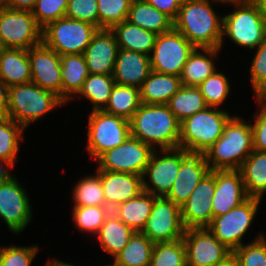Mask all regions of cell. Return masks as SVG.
<instances>
[{
    "instance_id": "cell-1",
    "label": "cell",
    "mask_w": 266,
    "mask_h": 266,
    "mask_svg": "<svg viewBox=\"0 0 266 266\" xmlns=\"http://www.w3.org/2000/svg\"><path fill=\"white\" fill-rule=\"evenodd\" d=\"M226 0H183L174 20V29L185 36L196 48H220L223 15L213 4Z\"/></svg>"
},
{
    "instance_id": "cell-2",
    "label": "cell",
    "mask_w": 266,
    "mask_h": 266,
    "mask_svg": "<svg viewBox=\"0 0 266 266\" xmlns=\"http://www.w3.org/2000/svg\"><path fill=\"white\" fill-rule=\"evenodd\" d=\"M129 121L130 135L154 150L179 148L180 122L166 104L141 103Z\"/></svg>"
},
{
    "instance_id": "cell-3",
    "label": "cell",
    "mask_w": 266,
    "mask_h": 266,
    "mask_svg": "<svg viewBox=\"0 0 266 266\" xmlns=\"http://www.w3.org/2000/svg\"><path fill=\"white\" fill-rule=\"evenodd\" d=\"M253 151L251 123L235 114L222 136L204 153L210 170H239Z\"/></svg>"
},
{
    "instance_id": "cell-4",
    "label": "cell",
    "mask_w": 266,
    "mask_h": 266,
    "mask_svg": "<svg viewBox=\"0 0 266 266\" xmlns=\"http://www.w3.org/2000/svg\"><path fill=\"white\" fill-rule=\"evenodd\" d=\"M225 4L234 8L223 14L222 39L225 37L240 48L254 50L266 39V21L256 0H226Z\"/></svg>"
},
{
    "instance_id": "cell-5",
    "label": "cell",
    "mask_w": 266,
    "mask_h": 266,
    "mask_svg": "<svg viewBox=\"0 0 266 266\" xmlns=\"http://www.w3.org/2000/svg\"><path fill=\"white\" fill-rule=\"evenodd\" d=\"M66 103L51 91L39 87L33 82L9 87L8 107L9 116L25 129L33 122L43 119L45 114Z\"/></svg>"
},
{
    "instance_id": "cell-6",
    "label": "cell",
    "mask_w": 266,
    "mask_h": 266,
    "mask_svg": "<svg viewBox=\"0 0 266 266\" xmlns=\"http://www.w3.org/2000/svg\"><path fill=\"white\" fill-rule=\"evenodd\" d=\"M232 117L226 109L207 107L180 122L179 148L204 154L223 134Z\"/></svg>"
},
{
    "instance_id": "cell-7",
    "label": "cell",
    "mask_w": 266,
    "mask_h": 266,
    "mask_svg": "<svg viewBox=\"0 0 266 266\" xmlns=\"http://www.w3.org/2000/svg\"><path fill=\"white\" fill-rule=\"evenodd\" d=\"M98 27L63 17L49 23L42 30V43L60 56L83 54Z\"/></svg>"
},
{
    "instance_id": "cell-8",
    "label": "cell",
    "mask_w": 266,
    "mask_h": 266,
    "mask_svg": "<svg viewBox=\"0 0 266 266\" xmlns=\"http://www.w3.org/2000/svg\"><path fill=\"white\" fill-rule=\"evenodd\" d=\"M85 149L95 162L106 151L120 146L130 136V121L104 110L90 111Z\"/></svg>"
},
{
    "instance_id": "cell-9",
    "label": "cell",
    "mask_w": 266,
    "mask_h": 266,
    "mask_svg": "<svg viewBox=\"0 0 266 266\" xmlns=\"http://www.w3.org/2000/svg\"><path fill=\"white\" fill-rule=\"evenodd\" d=\"M262 200L249 197L240 206L226 214L213 217L207 227L211 233L232 252L243 245L246 233L251 229Z\"/></svg>"
},
{
    "instance_id": "cell-10",
    "label": "cell",
    "mask_w": 266,
    "mask_h": 266,
    "mask_svg": "<svg viewBox=\"0 0 266 266\" xmlns=\"http://www.w3.org/2000/svg\"><path fill=\"white\" fill-rule=\"evenodd\" d=\"M42 28L31 11L0 9V40L4 48L28 50L42 43Z\"/></svg>"
},
{
    "instance_id": "cell-11",
    "label": "cell",
    "mask_w": 266,
    "mask_h": 266,
    "mask_svg": "<svg viewBox=\"0 0 266 266\" xmlns=\"http://www.w3.org/2000/svg\"><path fill=\"white\" fill-rule=\"evenodd\" d=\"M154 149L133 136L103 153L95 162L96 170L143 175Z\"/></svg>"
},
{
    "instance_id": "cell-12",
    "label": "cell",
    "mask_w": 266,
    "mask_h": 266,
    "mask_svg": "<svg viewBox=\"0 0 266 266\" xmlns=\"http://www.w3.org/2000/svg\"><path fill=\"white\" fill-rule=\"evenodd\" d=\"M196 47L174 28L158 34L150 55L151 70L180 77L183 66Z\"/></svg>"
},
{
    "instance_id": "cell-13",
    "label": "cell",
    "mask_w": 266,
    "mask_h": 266,
    "mask_svg": "<svg viewBox=\"0 0 266 266\" xmlns=\"http://www.w3.org/2000/svg\"><path fill=\"white\" fill-rule=\"evenodd\" d=\"M27 193L15 175L0 183V220L9 231L19 235L34 218Z\"/></svg>"
},
{
    "instance_id": "cell-14",
    "label": "cell",
    "mask_w": 266,
    "mask_h": 266,
    "mask_svg": "<svg viewBox=\"0 0 266 266\" xmlns=\"http://www.w3.org/2000/svg\"><path fill=\"white\" fill-rule=\"evenodd\" d=\"M180 165L181 148L154 150L142 175L143 191L156 197H166L177 177Z\"/></svg>"
},
{
    "instance_id": "cell-15",
    "label": "cell",
    "mask_w": 266,
    "mask_h": 266,
    "mask_svg": "<svg viewBox=\"0 0 266 266\" xmlns=\"http://www.w3.org/2000/svg\"><path fill=\"white\" fill-rule=\"evenodd\" d=\"M184 232L180 206L166 197H157L141 233L157 243L182 239Z\"/></svg>"
},
{
    "instance_id": "cell-16",
    "label": "cell",
    "mask_w": 266,
    "mask_h": 266,
    "mask_svg": "<svg viewBox=\"0 0 266 266\" xmlns=\"http://www.w3.org/2000/svg\"><path fill=\"white\" fill-rule=\"evenodd\" d=\"M182 239L187 266H215L232 254L208 228L185 229Z\"/></svg>"
},
{
    "instance_id": "cell-17",
    "label": "cell",
    "mask_w": 266,
    "mask_h": 266,
    "mask_svg": "<svg viewBox=\"0 0 266 266\" xmlns=\"http://www.w3.org/2000/svg\"><path fill=\"white\" fill-rule=\"evenodd\" d=\"M215 193V170H210L181 205L185 229L207 228L213 220L212 197Z\"/></svg>"
},
{
    "instance_id": "cell-18",
    "label": "cell",
    "mask_w": 266,
    "mask_h": 266,
    "mask_svg": "<svg viewBox=\"0 0 266 266\" xmlns=\"http://www.w3.org/2000/svg\"><path fill=\"white\" fill-rule=\"evenodd\" d=\"M31 82L62 99L61 56L43 43L28 49Z\"/></svg>"
},
{
    "instance_id": "cell-19",
    "label": "cell",
    "mask_w": 266,
    "mask_h": 266,
    "mask_svg": "<svg viewBox=\"0 0 266 266\" xmlns=\"http://www.w3.org/2000/svg\"><path fill=\"white\" fill-rule=\"evenodd\" d=\"M209 171L204 154L189 153L181 148V165L166 198L181 207Z\"/></svg>"
},
{
    "instance_id": "cell-20",
    "label": "cell",
    "mask_w": 266,
    "mask_h": 266,
    "mask_svg": "<svg viewBox=\"0 0 266 266\" xmlns=\"http://www.w3.org/2000/svg\"><path fill=\"white\" fill-rule=\"evenodd\" d=\"M248 198L240 170H215L213 217L226 214Z\"/></svg>"
},
{
    "instance_id": "cell-21",
    "label": "cell",
    "mask_w": 266,
    "mask_h": 266,
    "mask_svg": "<svg viewBox=\"0 0 266 266\" xmlns=\"http://www.w3.org/2000/svg\"><path fill=\"white\" fill-rule=\"evenodd\" d=\"M119 46L110 29H98L83 55L91 74H113Z\"/></svg>"
},
{
    "instance_id": "cell-22",
    "label": "cell",
    "mask_w": 266,
    "mask_h": 266,
    "mask_svg": "<svg viewBox=\"0 0 266 266\" xmlns=\"http://www.w3.org/2000/svg\"><path fill=\"white\" fill-rule=\"evenodd\" d=\"M95 172L100 176L106 207L110 210L143 191L141 175L104 170H95Z\"/></svg>"
},
{
    "instance_id": "cell-23",
    "label": "cell",
    "mask_w": 266,
    "mask_h": 266,
    "mask_svg": "<svg viewBox=\"0 0 266 266\" xmlns=\"http://www.w3.org/2000/svg\"><path fill=\"white\" fill-rule=\"evenodd\" d=\"M151 71L150 56L119 49L112 75L115 84L140 88Z\"/></svg>"
},
{
    "instance_id": "cell-24",
    "label": "cell",
    "mask_w": 266,
    "mask_h": 266,
    "mask_svg": "<svg viewBox=\"0 0 266 266\" xmlns=\"http://www.w3.org/2000/svg\"><path fill=\"white\" fill-rule=\"evenodd\" d=\"M220 48H195L183 66L180 75L182 86H198L218 68L215 60Z\"/></svg>"
},
{
    "instance_id": "cell-25",
    "label": "cell",
    "mask_w": 266,
    "mask_h": 266,
    "mask_svg": "<svg viewBox=\"0 0 266 266\" xmlns=\"http://www.w3.org/2000/svg\"><path fill=\"white\" fill-rule=\"evenodd\" d=\"M0 78L8 87L31 82L28 50L4 48L0 54Z\"/></svg>"
},
{
    "instance_id": "cell-26",
    "label": "cell",
    "mask_w": 266,
    "mask_h": 266,
    "mask_svg": "<svg viewBox=\"0 0 266 266\" xmlns=\"http://www.w3.org/2000/svg\"><path fill=\"white\" fill-rule=\"evenodd\" d=\"M181 87L180 77L151 71L140 87L141 103L167 104Z\"/></svg>"
},
{
    "instance_id": "cell-27",
    "label": "cell",
    "mask_w": 266,
    "mask_h": 266,
    "mask_svg": "<svg viewBox=\"0 0 266 266\" xmlns=\"http://www.w3.org/2000/svg\"><path fill=\"white\" fill-rule=\"evenodd\" d=\"M116 38L119 49L135 51L150 56L155 45L157 34L127 20L110 29Z\"/></svg>"
},
{
    "instance_id": "cell-28",
    "label": "cell",
    "mask_w": 266,
    "mask_h": 266,
    "mask_svg": "<svg viewBox=\"0 0 266 266\" xmlns=\"http://www.w3.org/2000/svg\"><path fill=\"white\" fill-rule=\"evenodd\" d=\"M127 21L145 30L158 34L167 33L174 28V21L145 0H133Z\"/></svg>"
},
{
    "instance_id": "cell-29",
    "label": "cell",
    "mask_w": 266,
    "mask_h": 266,
    "mask_svg": "<svg viewBox=\"0 0 266 266\" xmlns=\"http://www.w3.org/2000/svg\"><path fill=\"white\" fill-rule=\"evenodd\" d=\"M135 231L110 212L95 237L106 254L112 259L127 245Z\"/></svg>"
},
{
    "instance_id": "cell-30",
    "label": "cell",
    "mask_w": 266,
    "mask_h": 266,
    "mask_svg": "<svg viewBox=\"0 0 266 266\" xmlns=\"http://www.w3.org/2000/svg\"><path fill=\"white\" fill-rule=\"evenodd\" d=\"M62 100L67 104L78 94L89 75L83 54L61 56Z\"/></svg>"
},
{
    "instance_id": "cell-31",
    "label": "cell",
    "mask_w": 266,
    "mask_h": 266,
    "mask_svg": "<svg viewBox=\"0 0 266 266\" xmlns=\"http://www.w3.org/2000/svg\"><path fill=\"white\" fill-rule=\"evenodd\" d=\"M156 198L151 193L142 191L136 197L117 205L111 211L135 232H141L151 214Z\"/></svg>"
},
{
    "instance_id": "cell-32",
    "label": "cell",
    "mask_w": 266,
    "mask_h": 266,
    "mask_svg": "<svg viewBox=\"0 0 266 266\" xmlns=\"http://www.w3.org/2000/svg\"><path fill=\"white\" fill-rule=\"evenodd\" d=\"M239 170L247 196L264 199L266 194V151L253 150Z\"/></svg>"
},
{
    "instance_id": "cell-33",
    "label": "cell",
    "mask_w": 266,
    "mask_h": 266,
    "mask_svg": "<svg viewBox=\"0 0 266 266\" xmlns=\"http://www.w3.org/2000/svg\"><path fill=\"white\" fill-rule=\"evenodd\" d=\"M115 82L112 74H91L84 81L81 90L72 99H86L91 104L90 111L103 110L109 100Z\"/></svg>"
},
{
    "instance_id": "cell-34",
    "label": "cell",
    "mask_w": 266,
    "mask_h": 266,
    "mask_svg": "<svg viewBox=\"0 0 266 266\" xmlns=\"http://www.w3.org/2000/svg\"><path fill=\"white\" fill-rule=\"evenodd\" d=\"M155 243L141 232H135L127 245L112 259L114 266H150Z\"/></svg>"
},
{
    "instance_id": "cell-35",
    "label": "cell",
    "mask_w": 266,
    "mask_h": 266,
    "mask_svg": "<svg viewBox=\"0 0 266 266\" xmlns=\"http://www.w3.org/2000/svg\"><path fill=\"white\" fill-rule=\"evenodd\" d=\"M140 105V88L115 84L103 110L109 114L130 120Z\"/></svg>"
},
{
    "instance_id": "cell-36",
    "label": "cell",
    "mask_w": 266,
    "mask_h": 266,
    "mask_svg": "<svg viewBox=\"0 0 266 266\" xmlns=\"http://www.w3.org/2000/svg\"><path fill=\"white\" fill-rule=\"evenodd\" d=\"M166 105L179 122L208 107L198 86H182Z\"/></svg>"
},
{
    "instance_id": "cell-37",
    "label": "cell",
    "mask_w": 266,
    "mask_h": 266,
    "mask_svg": "<svg viewBox=\"0 0 266 266\" xmlns=\"http://www.w3.org/2000/svg\"><path fill=\"white\" fill-rule=\"evenodd\" d=\"M25 130L9 116H0V159L6 160L13 167L18 161L19 146L25 139Z\"/></svg>"
},
{
    "instance_id": "cell-38",
    "label": "cell",
    "mask_w": 266,
    "mask_h": 266,
    "mask_svg": "<svg viewBox=\"0 0 266 266\" xmlns=\"http://www.w3.org/2000/svg\"><path fill=\"white\" fill-rule=\"evenodd\" d=\"M95 175H84L73 186L72 206H106L104 190L100 176L95 172Z\"/></svg>"
},
{
    "instance_id": "cell-39",
    "label": "cell",
    "mask_w": 266,
    "mask_h": 266,
    "mask_svg": "<svg viewBox=\"0 0 266 266\" xmlns=\"http://www.w3.org/2000/svg\"><path fill=\"white\" fill-rule=\"evenodd\" d=\"M198 87L208 107L222 108L231 93L229 78L219 70L208 76Z\"/></svg>"
},
{
    "instance_id": "cell-40",
    "label": "cell",
    "mask_w": 266,
    "mask_h": 266,
    "mask_svg": "<svg viewBox=\"0 0 266 266\" xmlns=\"http://www.w3.org/2000/svg\"><path fill=\"white\" fill-rule=\"evenodd\" d=\"M110 212L106 206H73L71 216L79 232L95 236Z\"/></svg>"
},
{
    "instance_id": "cell-41",
    "label": "cell",
    "mask_w": 266,
    "mask_h": 266,
    "mask_svg": "<svg viewBox=\"0 0 266 266\" xmlns=\"http://www.w3.org/2000/svg\"><path fill=\"white\" fill-rule=\"evenodd\" d=\"M150 266H187L183 239L155 243Z\"/></svg>"
},
{
    "instance_id": "cell-42",
    "label": "cell",
    "mask_w": 266,
    "mask_h": 266,
    "mask_svg": "<svg viewBox=\"0 0 266 266\" xmlns=\"http://www.w3.org/2000/svg\"><path fill=\"white\" fill-rule=\"evenodd\" d=\"M133 0H97L99 29H111L128 18Z\"/></svg>"
},
{
    "instance_id": "cell-43",
    "label": "cell",
    "mask_w": 266,
    "mask_h": 266,
    "mask_svg": "<svg viewBox=\"0 0 266 266\" xmlns=\"http://www.w3.org/2000/svg\"><path fill=\"white\" fill-rule=\"evenodd\" d=\"M239 266H266V234L259 232L255 239L234 250Z\"/></svg>"
},
{
    "instance_id": "cell-44",
    "label": "cell",
    "mask_w": 266,
    "mask_h": 266,
    "mask_svg": "<svg viewBox=\"0 0 266 266\" xmlns=\"http://www.w3.org/2000/svg\"><path fill=\"white\" fill-rule=\"evenodd\" d=\"M38 251L37 244L0 246V266H31Z\"/></svg>"
},
{
    "instance_id": "cell-45",
    "label": "cell",
    "mask_w": 266,
    "mask_h": 266,
    "mask_svg": "<svg viewBox=\"0 0 266 266\" xmlns=\"http://www.w3.org/2000/svg\"><path fill=\"white\" fill-rule=\"evenodd\" d=\"M68 0H37L31 11L38 25L43 29L49 23L65 17Z\"/></svg>"
},
{
    "instance_id": "cell-46",
    "label": "cell",
    "mask_w": 266,
    "mask_h": 266,
    "mask_svg": "<svg viewBox=\"0 0 266 266\" xmlns=\"http://www.w3.org/2000/svg\"><path fill=\"white\" fill-rule=\"evenodd\" d=\"M65 17L87 22L99 28L97 0H68Z\"/></svg>"
},
{
    "instance_id": "cell-47",
    "label": "cell",
    "mask_w": 266,
    "mask_h": 266,
    "mask_svg": "<svg viewBox=\"0 0 266 266\" xmlns=\"http://www.w3.org/2000/svg\"><path fill=\"white\" fill-rule=\"evenodd\" d=\"M254 50L255 54L249 68L253 94L266 83V39Z\"/></svg>"
},
{
    "instance_id": "cell-48",
    "label": "cell",
    "mask_w": 266,
    "mask_h": 266,
    "mask_svg": "<svg viewBox=\"0 0 266 266\" xmlns=\"http://www.w3.org/2000/svg\"><path fill=\"white\" fill-rule=\"evenodd\" d=\"M258 105V106H257ZM257 110L251 121L253 150L266 151V107L256 103Z\"/></svg>"
},
{
    "instance_id": "cell-49",
    "label": "cell",
    "mask_w": 266,
    "mask_h": 266,
    "mask_svg": "<svg viewBox=\"0 0 266 266\" xmlns=\"http://www.w3.org/2000/svg\"><path fill=\"white\" fill-rule=\"evenodd\" d=\"M160 12L168 15L173 21L176 19L183 0H145Z\"/></svg>"
},
{
    "instance_id": "cell-50",
    "label": "cell",
    "mask_w": 266,
    "mask_h": 266,
    "mask_svg": "<svg viewBox=\"0 0 266 266\" xmlns=\"http://www.w3.org/2000/svg\"><path fill=\"white\" fill-rule=\"evenodd\" d=\"M37 0H5V6L15 10L32 11Z\"/></svg>"
},
{
    "instance_id": "cell-51",
    "label": "cell",
    "mask_w": 266,
    "mask_h": 266,
    "mask_svg": "<svg viewBox=\"0 0 266 266\" xmlns=\"http://www.w3.org/2000/svg\"><path fill=\"white\" fill-rule=\"evenodd\" d=\"M8 95L9 87L0 78V113L2 115L6 114V110L8 107Z\"/></svg>"
},
{
    "instance_id": "cell-52",
    "label": "cell",
    "mask_w": 266,
    "mask_h": 266,
    "mask_svg": "<svg viewBox=\"0 0 266 266\" xmlns=\"http://www.w3.org/2000/svg\"><path fill=\"white\" fill-rule=\"evenodd\" d=\"M14 167L6 160L0 159V183L8 181L14 174L10 172Z\"/></svg>"
},
{
    "instance_id": "cell-53",
    "label": "cell",
    "mask_w": 266,
    "mask_h": 266,
    "mask_svg": "<svg viewBox=\"0 0 266 266\" xmlns=\"http://www.w3.org/2000/svg\"><path fill=\"white\" fill-rule=\"evenodd\" d=\"M253 96L257 104L266 107V83Z\"/></svg>"
},
{
    "instance_id": "cell-54",
    "label": "cell",
    "mask_w": 266,
    "mask_h": 266,
    "mask_svg": "<svg viewBox=\"0 0 266 266\" xmlns=\"http://www.w3.org/2000/svg\"><path fill=\"white\" fill-rule=\"evenodd\" d=\"M215 266H239V263L233 253L228 256L225 260L217 263Z\"/></svg>"
},
{
    "instance_id": "cell-55",
    "label": "cell",
    "mask_w": 266,
    "mask_h": 266,
    "mask_svg": "<svg viewBox=\"0 0 266 266\" xmlns=\"http://www.w3.org/2000/svg\"><path fill=\"white\" fill-rule=\"evenodd\" d=\"M44 266H78L73 263H67L66 261L58 260V259H49ZM80 266V265H79Z\"/></svg>"
},
{
    "instance_id": "cell-56",
    "label": "cell",
    "mask_w": 266,
    "mask_h": 266,
    "mask_svg": "<svg viewBox=\"0 0 266 266\" xmlns=\"http://www.w3.org/2000/svg\"><path fill=\"white\" fill-rule=\"evenodd\" d=\"M266 21V0H256Z\"/></svg>"
},
{
    "instance_id": "cell-57",
    "label": "cell",
    "mask_w": 266,
    "mask_h": 266,
    "mask_svg": "<svg viewBox=\"0 0 266 266\" xmlns=\"http://www.w3.org/2000/svg\"><path fill=\"white\" fill-rule=\"evenodd\" d=\"M5 6V0H0V9Z\"/></svg>"
},
{
    "instance_id": "cell-58",
    "label": "cell",
    "mask_w": 266,
    "mask_h": 266,
    "mask_svg": "<svg viewBox=\"0 0 266 266\" xmlns=\"http://www.w3.org/2000/svg\"><path fill=\"white\" fill-rule=\"evenodd\" d=\"M3 49H4V46L2 45V42L0 40V54L2 53Z\"/></svg>"
}]
</instances>
